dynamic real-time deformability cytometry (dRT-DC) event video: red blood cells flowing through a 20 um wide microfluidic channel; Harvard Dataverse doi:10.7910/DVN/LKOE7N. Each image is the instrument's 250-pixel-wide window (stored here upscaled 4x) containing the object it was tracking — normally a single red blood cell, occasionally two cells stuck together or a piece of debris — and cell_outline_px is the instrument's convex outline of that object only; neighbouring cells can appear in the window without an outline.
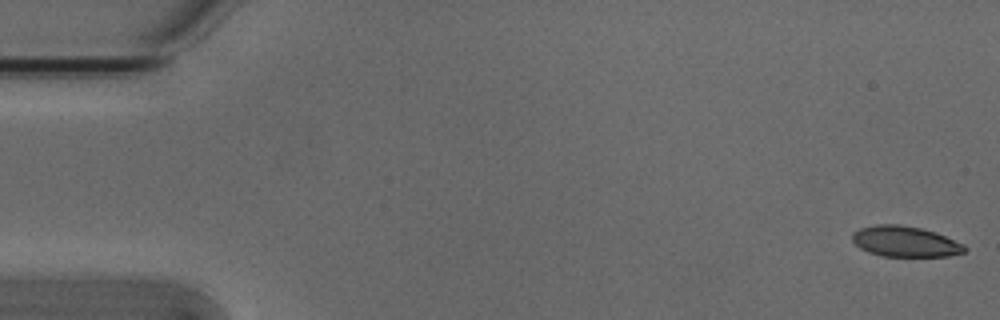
{"species": "Egyptian fruit bat (a non-hibernating species)", "species_latin": "Rousettus aegyptiacus", "temperature_condition": "cold", "stored_images_in_passage": 54, "camera_frame_rate_fps": 3000, "um_per_image_px": 0.085, "animal": {"sex": "male"}, "frame": {"image": 1, "passage_image": 1, "time_ms": 0.0, "image_size_px": [1000, 320], "cell_outline_px": [[968, 248], [964, 252], [948, 256], [884, 256], [868, 252], [860, 248], [852, 240], [852, 232], [860, 228], [876, 224], [900, 224], [920, 228], [936, 232], [964, 244]], "centroid_in_image_um": [76.94, 20.52], "position_along_channel_um": 8.1, "area_um2": 20.11}}
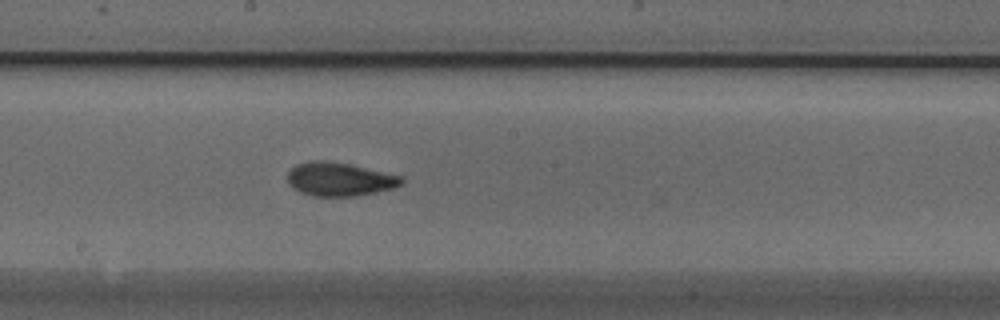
{"frame": {"image": 2, "passage_image": 29, "time_ms": 9.333, "image_size_px": [1000, 320], "cell_outline_px": [[404, 184], [392, 188], [376, 192], [356, 196], [312, 196], [300, 192], [292, 188], [288, 184], [288, 172], [296, 164], [312, 160], [324, 160], [348, 164], [404, 176]], "centroid_in_image_um": [28.86, 15.24], "position_along_channel_um": 219.3, "area_um2": 22.43}}
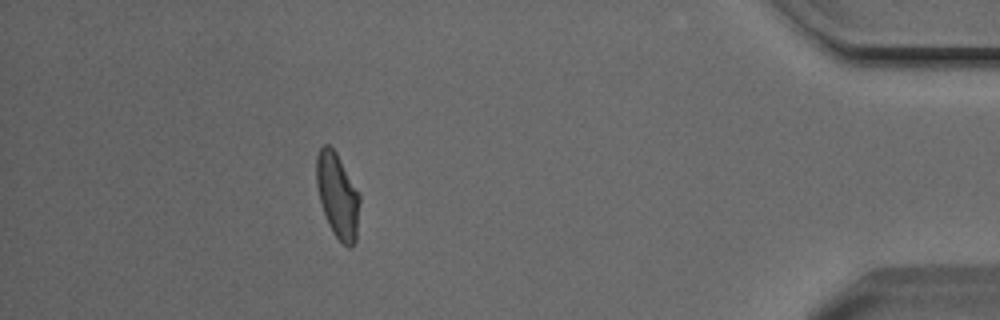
{"frame": {"image": 3, "passage_image": 48, "time_ms": 15.667, "image_size_px": [1000, 320], "cell_outline_px": [[360, 200], [356, 240], [352, 248], [348, 248], [332, 232], [328, 224], [320, 200], [316, 184], [316, 156], [320, 148], [324, 144], [328, 144], [336, 152], [360, 196]], "centroid_in_image_um": [28.69, 16.64], "position_along_channel_um": 406.5, "area_um2": 21.21}, "authors_computed_cell_mechanics": {"area_um2": 21.1548, "velocity_mm_per_s": 3.8039, "shape_relaxation_time_tau1_ms": 4.3626, "shape_relaxation_time_tau2_ms": 1.5771, "deformation_change_tau1": 0.1233, "deformation_change_tau2": 0.0735}}